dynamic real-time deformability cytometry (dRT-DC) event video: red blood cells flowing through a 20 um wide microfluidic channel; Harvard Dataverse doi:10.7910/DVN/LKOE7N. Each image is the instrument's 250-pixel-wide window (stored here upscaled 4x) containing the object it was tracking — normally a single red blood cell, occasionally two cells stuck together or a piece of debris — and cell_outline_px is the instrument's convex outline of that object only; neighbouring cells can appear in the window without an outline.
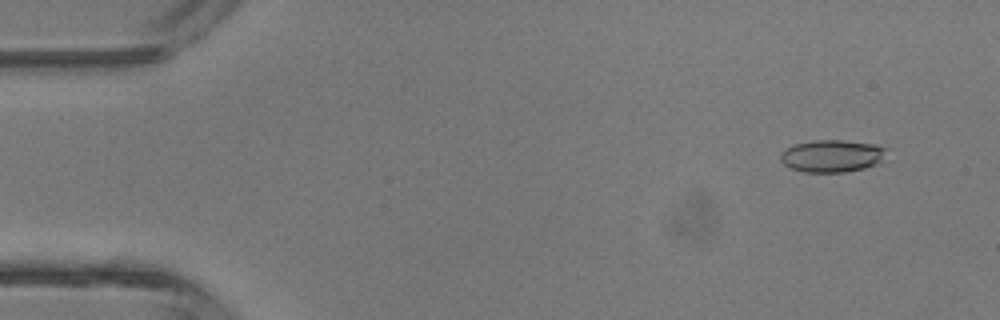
{"species": "common noctule bat (a hibernating species)", "species_latin": "Nyctalus noctula", "temperature_condition": "room temperature", "stored_images_in_passage": 4, "camera_frame_rate_fps": 3000, "um_per_image_px": 0.085, "animal": {"sex": "male", "body_mass_g": 13.3}, "frame": {"image": 1, "passage_image": 2, "time_ms": 1.0, "image_size_px": [1000, 320], "cell_outline_px": [[888, 148], [880, 160], [876, 164], [864, 168], [844, 172], [804, 172], [792, 168], [784, 164], [780, 160], [780, 152], [784, 148], [792, 144], [816, 140], [840, 140], [872, 144]], "centroid_in_image_um": [70.65, 13.25], "position_along_channel_um": 14.3, "area_um2": 19.88}}